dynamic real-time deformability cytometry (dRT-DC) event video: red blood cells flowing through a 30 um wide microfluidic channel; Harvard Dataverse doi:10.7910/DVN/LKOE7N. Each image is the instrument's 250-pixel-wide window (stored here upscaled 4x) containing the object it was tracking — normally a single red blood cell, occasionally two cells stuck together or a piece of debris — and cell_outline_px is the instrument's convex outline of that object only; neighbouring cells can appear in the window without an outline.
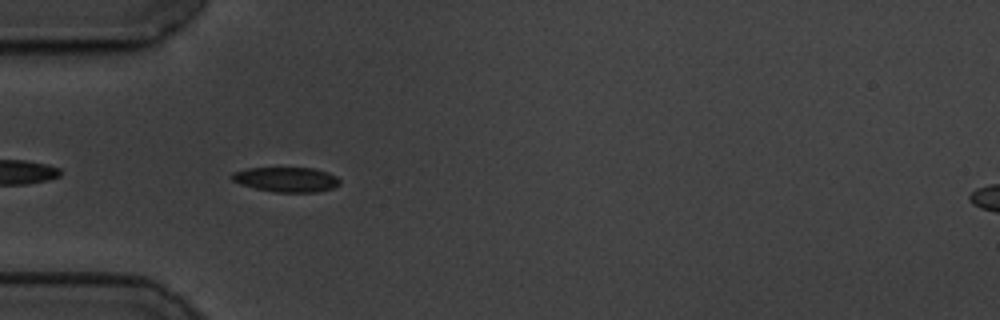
{"species": "common noctule bat (a hibernating species)", "species_latin": "Nyctalus noctula", "temperature_condition": "cold", "stored_images_in_passage": 43, "camera_frame_rate_fps": 3000, "um_per_image_px": 0.085, "animal": {"sex": "male", "body_mass_g": 19.5, "forearm_length_mm": 54.6}, "frame": {"image": 1, "passage_image": 3, "time_ms": 0.667, "image_size_px": [1000, 320], "cell_outline_px": [[340, 184], [332, 188], [316, 192], [272, 192], [240, 184], [232, 180], [228, 176], [232, 172], [248, 168], [312, 168], [328, 172], [336, 176], [340, 180]], "centroid_in_image_um": [24.31, 15.25], "position_along_channel_um": 60.7, "area_um2": 15.66}}
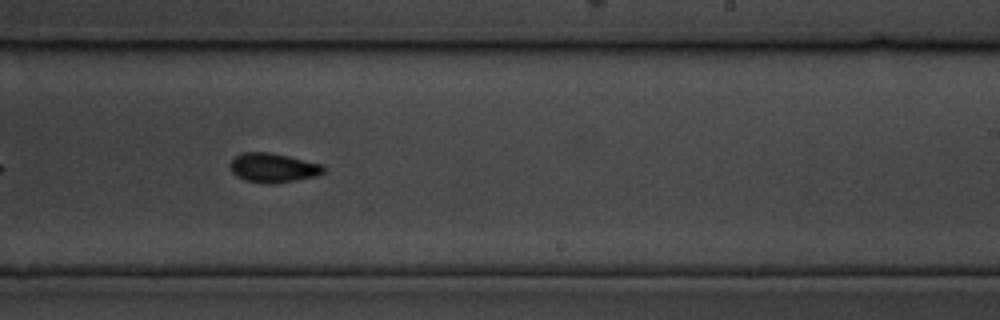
{"frame": {"image": 2, "passage_image": 21, "time_ms": 6.667, "image_size_px": [1000, 320], "cell_outline_px": [[324, 172], [316, 176], [276, 184], [264, 184], [244, 180], [236, 176], [232, 172], [228, 164], [236, 156], [244, 152], [268, 152], [288, 156], [324, 164]], "centroid_in_image_um": [23.21, 14.27], "position_along_channel_um": 265.8, "area_um2": 16.13}}
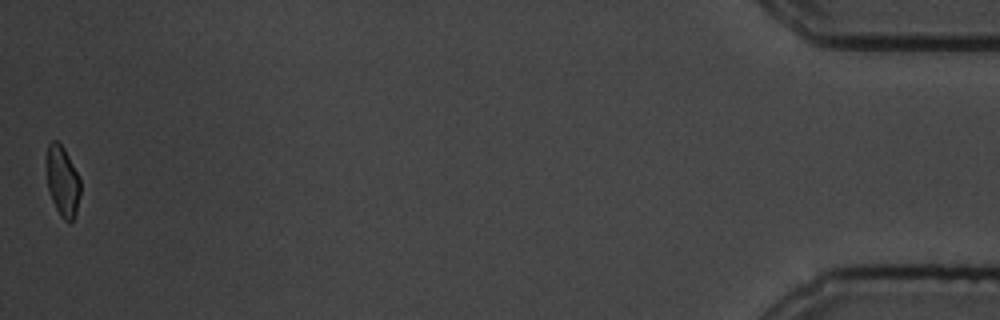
{"frame": {"image": 3, "passage_image": 43, "time_ms": 14.0, "image_size_px": [1000, 320], "cell_outline_px": [[80, 192], [76, 212], [72, 220], [68, 224], [60, 216], [52, 200], [48, 188], [48, 144], [52, 140], [56, 140], [64, 148], [80, 180]], "centroid_in_image_um": [5.33, 15.45], "position_along_channel_um": 429.9, "area_um2": 13.41}, "authors_computed_cell_mechanics": {"area_um2": 15.3748, "velocity_mm_per_s": 3.4736, "shape_relaxation_time_tau1_ms": 6.3954, "shape_relaxation_time_tau2_ms": 4.8735, "deformation_change_tau1": 0.1567, "deformation_change_tau2": 0.0771}}